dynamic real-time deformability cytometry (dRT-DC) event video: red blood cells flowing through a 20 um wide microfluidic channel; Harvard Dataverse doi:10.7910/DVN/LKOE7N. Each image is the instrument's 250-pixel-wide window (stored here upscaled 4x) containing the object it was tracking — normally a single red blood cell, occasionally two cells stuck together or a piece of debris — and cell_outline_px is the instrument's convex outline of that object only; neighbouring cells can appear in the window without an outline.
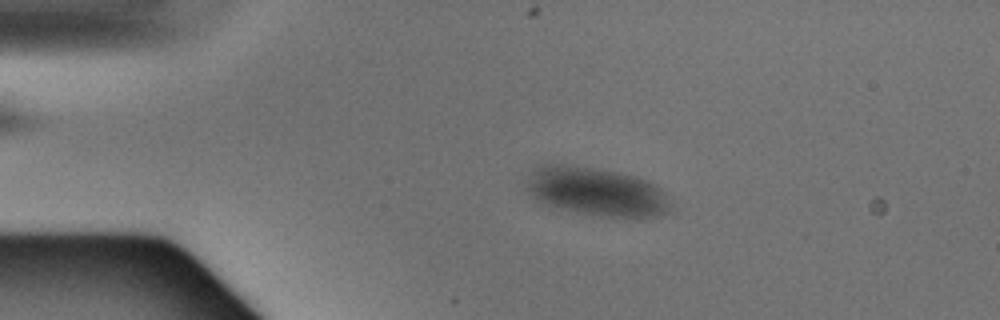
{"species": "Egyptian fruit bat (a non-hibernating species)", "species_latin": "Rousettus aegyptiacus", "temperature_condition": "warm", "stored_images_in_passage": 4, "camera_frame_rate_fps": 3000, "um_per_image_px": 0.085, "animal": {"sex": "male"}, "frame": {"image": 1, "passage_image": 3, "time_ms": 0.667, "image_size_px": [1000, 320], "cell_outline_px": [[672, 212], [660, 216], [592, 216], [548, 204], [536, 200], [524, 188], [532, 172], [540, 164], [572, 164], [620, 172], [656, 184], [664, 192], [672, 204]], "centroid_in_image_um": [50.72, 16.28], "position_along_channel_um": 34.3, "area_um2": 40.86}}